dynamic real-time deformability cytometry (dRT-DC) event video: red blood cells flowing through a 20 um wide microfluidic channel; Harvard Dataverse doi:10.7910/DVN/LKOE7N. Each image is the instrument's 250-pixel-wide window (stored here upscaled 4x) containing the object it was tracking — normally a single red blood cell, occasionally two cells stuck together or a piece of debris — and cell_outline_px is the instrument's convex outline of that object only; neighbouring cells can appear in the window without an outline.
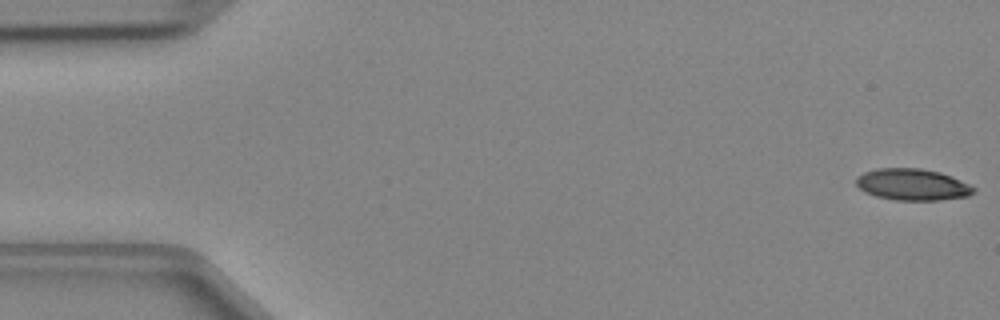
{"species": "Egyptian fruit bat (a non-hibernating species)", "species_latin": "Rousettus aegyptiacus", "temperature_condition": "cold", "stored_images_in_passage": 9, "segment_of_instrument_passage": [1, 2], "camera_frame_rate_fps": 3000, "um_per_image_px": 0.085, "animal": {"sex": "female"}, "frame": {"image": 1, "passage_image": 1, "time_ms": 0.0, "image_size_px": [1000, 320], "cell_outline_px": [[976, 192], [968, 196], [940, 200], [896, 200], [876, 196], [864, 192], [856, 184], [856, 176], [864, 172], [876, 168], [920, 168], [940, 172], [952, 176], [976, 188]], "centroid_in_image_um": [77.56, 15.68], "position_along_channel_um": 7.4, "area_um2": 21.73}}